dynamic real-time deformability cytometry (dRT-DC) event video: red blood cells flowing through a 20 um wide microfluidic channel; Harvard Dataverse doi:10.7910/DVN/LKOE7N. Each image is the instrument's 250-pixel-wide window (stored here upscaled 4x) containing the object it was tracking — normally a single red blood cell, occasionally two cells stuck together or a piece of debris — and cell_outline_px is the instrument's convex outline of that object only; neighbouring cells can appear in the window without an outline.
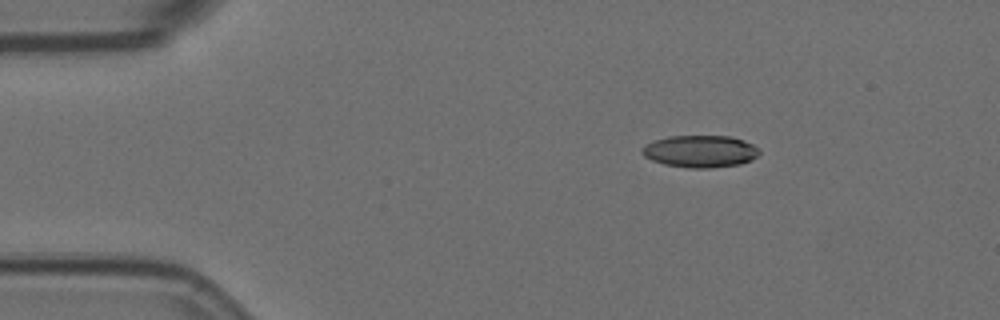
{"species": "Egyptian fruit bat (a non-hibernating species)", "species_latin": "Rousettus aegyptiacus", "temperature_condition": "room temperature", "stored_images_in_passage": 3, "camera_frame_rate_fps": 3000, "um_per_image_px": 0.085, "animal": {"sex": "female"}, "frame": {"image": 1, "passage_image": 1, "time_ms": 0.0, "image_size_px": [1000, 320], "cell_outline_px": [[760, 152], [752, 160], [740, 164], [708, 168], [688, 168], [664, 164], [652, 160], [644, 156], [640, 152], [644, 144], [668, 136], [732, 136], [744, 140], [760, 148]], "centroid_in_image_um": [59.52, 12.86], "position_along_channel_um": 25.5, "area_um2": 22.08}}